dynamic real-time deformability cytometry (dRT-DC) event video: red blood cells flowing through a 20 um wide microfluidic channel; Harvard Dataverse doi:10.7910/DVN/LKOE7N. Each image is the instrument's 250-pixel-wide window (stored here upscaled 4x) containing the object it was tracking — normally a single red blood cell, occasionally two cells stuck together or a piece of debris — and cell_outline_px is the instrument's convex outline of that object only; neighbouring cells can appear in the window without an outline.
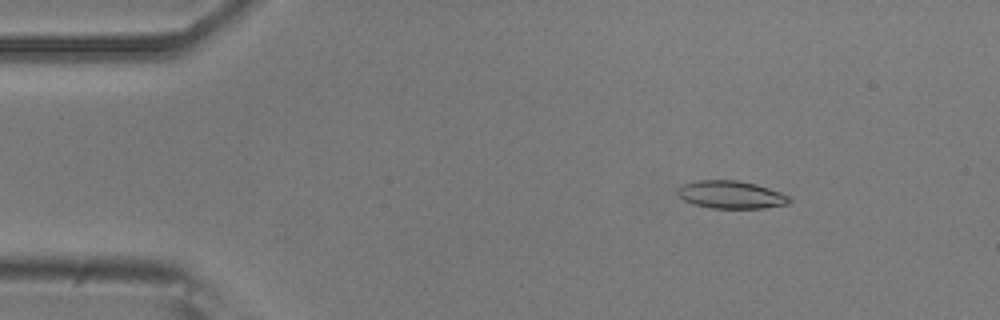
{"species": "common noctule bat (a hibernating species)", "species_latin": "Nyctalus noctula", "temperature_condition": "room temperature", "stored_images_in_passage": 21, "camera_frame_rate_fps": 3000, "um_per_image_px": 0.085, "animal": {"sex": "male", "body_mass_g": 20.5, "forearm_length_mm": 52.5}, "frame": {"image": 1, "passage_image": 6, "time_ms": 1.667, "image_size_px": [1000, 320], "cell_outline_px": [[792, 200], [788, 204], [764, 208], [708, 208], [692, 204], [684, 200], [676, 192], [676, 188], [680, 184], [696, 180], [740, 180], [756, 184], [792, 196]], "centroid_in_image_um": [62.12, 16.54], "position_along_channel_um": 22.9, "area_um2": 18.44}}
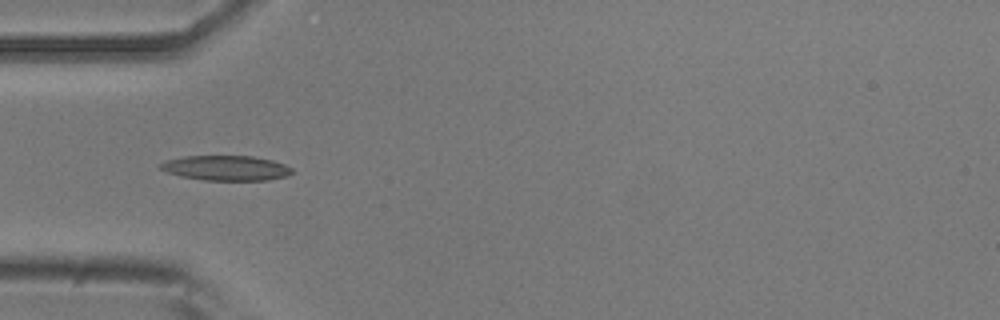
{"frame": {"image": 2, "passage_image": 15, "time_ms": 4.667, "image_size_px": [1000, 320], "cell_outline_px": [[292, 172], [288, 176], [268, 180], [204, 180], [180, 176], [168, 172], [160, 168], [160, 164], [164, 160], [184, 156], [252, 156], [272, 160], [284, 164], [292, 168]], "centroid_in_image_um": [19.22, 14.28], "position_along_channel_um": 65.8, "area_um2": 19.13}}
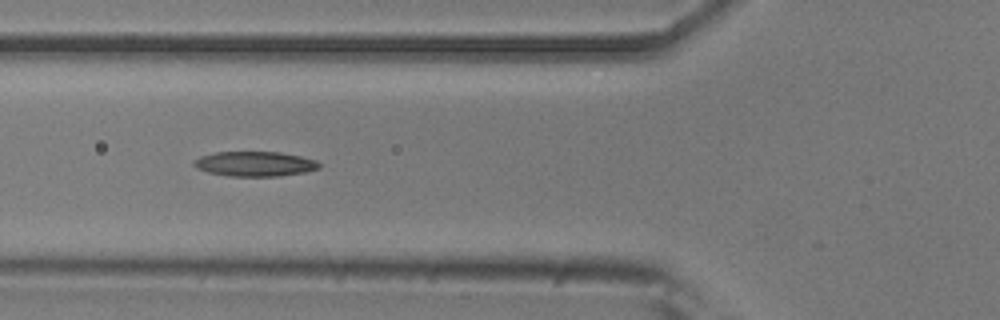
{"frame": {"image": 3, "passage_image": 18, "time_ms": 5.667, "image_size_px": [1000, 320], "cell_outline_px": [[320, 168], [304, 172], [280, 176], [228, 176], [208, 172], [196, 168], [192, 164], [192, 160], [200, 156], [216, 152], [280, 152], [300, 156], [316, 160], [320, 164]], "centroid_in_image_um": [21.63, 13.93], "position_along_channel_um": 104.2, "area_um2": 18.21}}